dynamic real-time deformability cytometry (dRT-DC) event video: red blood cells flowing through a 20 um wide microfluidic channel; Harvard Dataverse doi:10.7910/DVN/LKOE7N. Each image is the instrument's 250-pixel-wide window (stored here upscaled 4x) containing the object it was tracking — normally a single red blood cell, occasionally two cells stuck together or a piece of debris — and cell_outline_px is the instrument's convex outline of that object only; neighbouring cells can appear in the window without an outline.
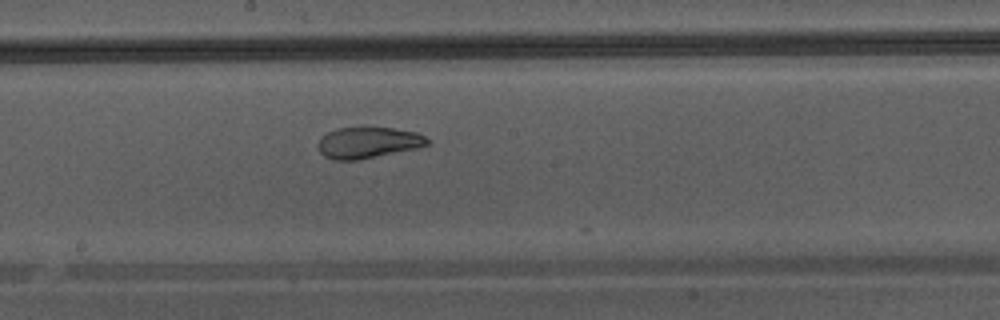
{"species": "Egyptian fruit bat (a non-hibernating species)", "species_latin": "Rousettus aegyptiacus", "temperature_condition": "warm", "stored_images_in_passage": 19, "camera_frame_rate_fps": 3000, "um_per_image_px": 0.085, "animal": {"sex": "male"}, "frame": {"image": 1, "passage_image": 13, "time_ms": 4.0, "image_size_px": [1000, 320], "cell_outline_px": [[428, 144], [416, 148], [356, 160], [332, 160], [324, 156], [320, 152], [316, 144], [320, 136], [336, 128], [392, 128], [416, 132], [424, 136], [428, 140]], "centroid_in_image_um": [31.21, 12.12], "position_along_channel_um": 217.0, "area_um2": 19.65}}
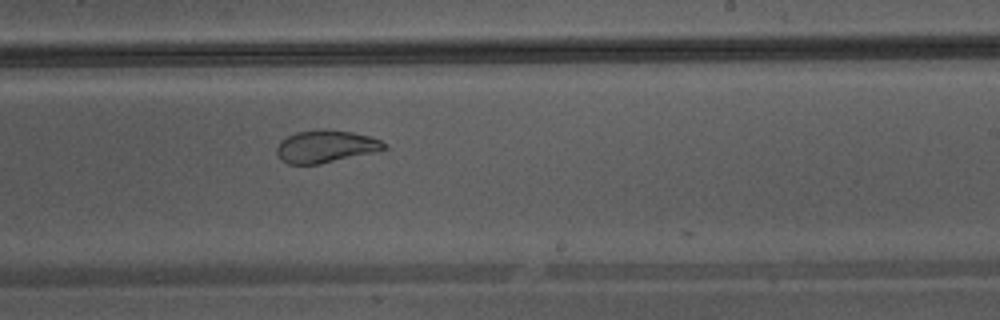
{"frame": {"image": 2, "passage_image": 16, "time_ms": 5.0, "image_size_px": [1000, 320], "cell_outline_px": [[388, 148], [372, 152], [320, 164], [288, 164], [280, 160], [276, 156], [276, 148], [280, 140], [296, 132], [316, 128], [324, 128], [352, 132], [368, 136], [380, 140], [388, 144]], "centroid_in_image_um": [27.63, 12.43], "position_along_channel_um": 261.4, "area_um2": 20.52}}